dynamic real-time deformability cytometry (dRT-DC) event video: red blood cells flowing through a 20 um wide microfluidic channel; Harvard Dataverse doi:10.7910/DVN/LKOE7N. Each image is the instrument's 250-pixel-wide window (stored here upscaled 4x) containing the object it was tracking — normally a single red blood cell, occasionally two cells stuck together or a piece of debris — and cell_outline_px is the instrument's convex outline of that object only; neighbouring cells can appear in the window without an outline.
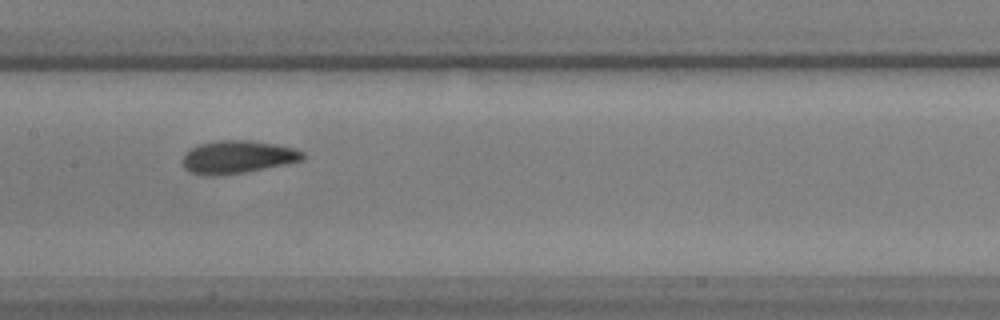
{"species": "common noctule bat (a hibernating species)", "species_latin": "Nyctalus noctula", "temperature_condition": "warm", "stored_images_in_passage": 41, "camera_frame_rate_fps": 3000, "um_per_image_px": 0.085, "animal": {"sex": "male", "body_mass_g": 17.9, "forearm_length_mm": 54.2}, "frame": {"image": 1, "passage_image": 12, "time_ms": 3.667, "image_size_px": [1000, 320], "cell_outline_px": [[304, 160], [288, 164], [244, 172], [216, 176], [208, 176], [192, 172], [184, 168], [180, 160], [192, 148], [200, 144], [220, 140], [248, 140], [276, 144], [292, 148], [304, 152]], "centroid_in_image_um": [20.2, 13.35], "position_along_channel_um": 187.2, "area_um2": 22.95}}
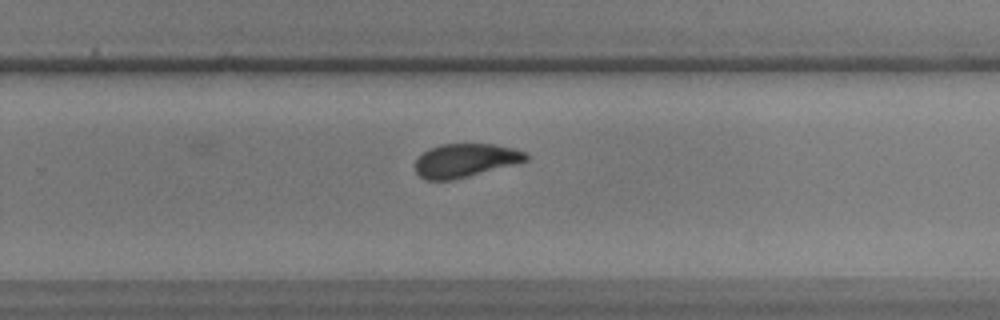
{"frame": {"image": 2, "passage_image": 21, "time_ms": 6.667, "image_size_px": [1000, 320], "cell_outline_px": [[528, 160], [452, 180], [424, 180], [416, 172], [416, 160], [428, 148], [440, 144], [496, 144], [512, 148], [524, 152], [528, 156]], "centroid_in_image_um": [39.51, 13.62], "position_along_channel_um": 290.3, "area_um2": 21.33}}
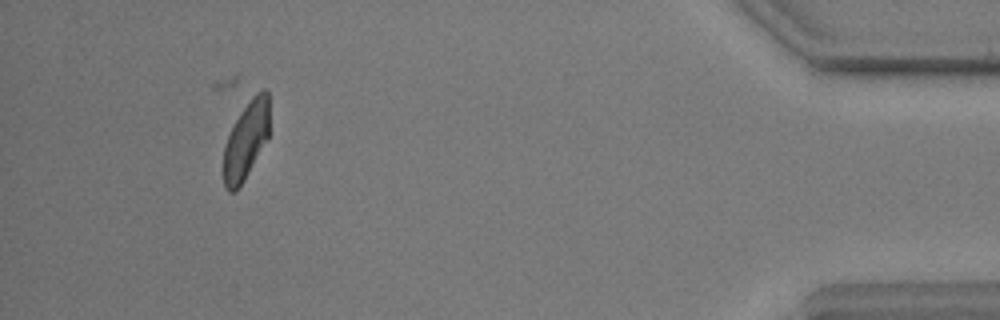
{"frame": {"image": 3, "passage_image": 37, "time_ms": 12.0, "image_size_px": [1000, 320], "cell_outline_px": [[268, 136], [244, 180], [236, 192], [228, 192], [224, 184], [224, 144], [240, 112], [252, 96], [256, 92], [264, 88], [268, 92]], "centroid_in_image_um": [20.9, 11.92], "position_along_channel_um": 414.3, "area_um2": 20.35}}